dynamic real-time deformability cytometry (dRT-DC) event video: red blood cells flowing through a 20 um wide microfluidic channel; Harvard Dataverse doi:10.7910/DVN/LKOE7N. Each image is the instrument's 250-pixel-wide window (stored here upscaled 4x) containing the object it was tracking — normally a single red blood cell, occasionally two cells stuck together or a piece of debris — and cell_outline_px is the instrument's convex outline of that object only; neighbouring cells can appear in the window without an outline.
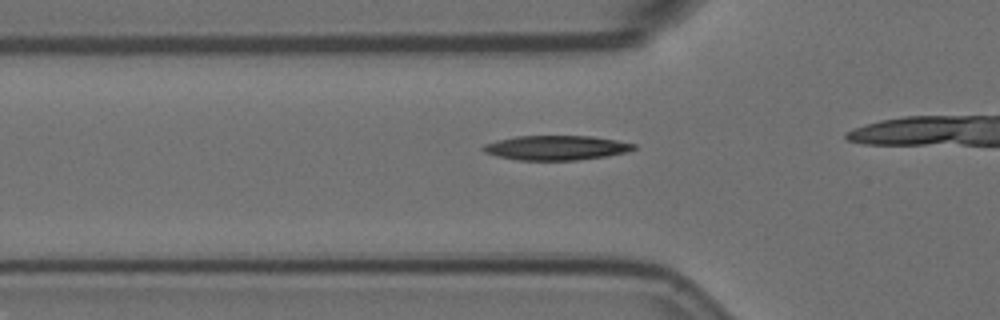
{"species": "Egyptian fruit bat (a non-hibernating species)", "species_latin": "Rousettus aegyptiacus", "temperature_condition": "room temperature", "stored_images_in_passage": 11, "camera_frame_rate_fps": 3000, "um_per_image_px": 0.085, "animal": {"sex": "female"}, "frame": {"image": 1, "passage_image": 4, "time_ms": 1.0, "image_size_px": [1000, 320], "cell_outline_px": [[636, 148], [628, 152], [604, 156], [576, 160], [520, 160], [496, 156], [484, 152], [480, 148], [484, 144], [516, 136], [592, 136], [616, 140], [636, 144]], "centroid_in_image_um": [47.27, 12.56], "position_along_channel_um": 78.5, "area_um2": 21.44}}
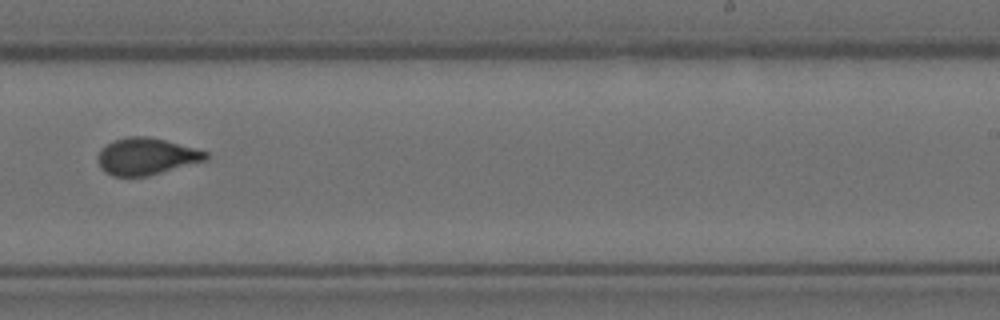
{"frame": {"image": 2, "passage_image": 10, "time_ms": 3.0, "image_size_px": [1000, 320], "cell_outline_px": [[208, 160], [148, 176], [112, 176], [104, 172], [100, 168], [96, 156], [100, 148], [116, 140], [128, 136], [148, 136], [164, 140], [208, 152]], "centroid_in_image_um": [12.41, 13.3], "position_along_channel_um": 276.6, "area_um2": 23.24}}
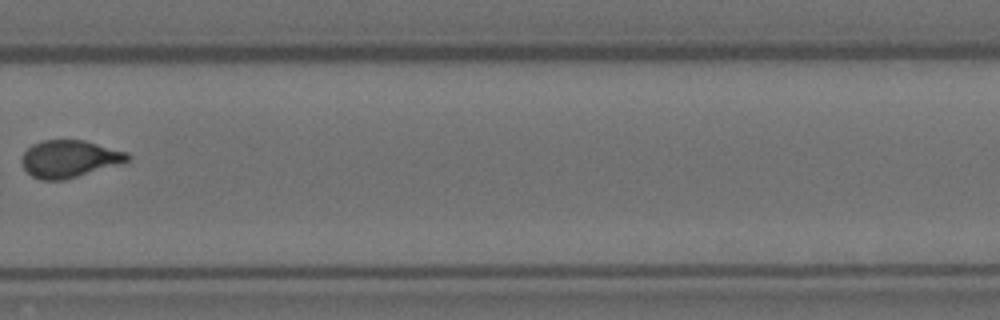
{"frame": {"image": 3, "passage_image": 11, "time_ms": 3.333, "image_size_px": [1000, 320], "cell_outline_px": [[132, 156], [128, 160], [120, 164], [64, 180], [40, 180], [32, 176], [24, 168], [20, 160], [24, 152], [32, 144], [44, 140], [84, 140], [128, 152]], "centroid_in_image_um": [5.9, 13.5], "position_along_channel_um": 323.9, "area_um2": 23.0}}